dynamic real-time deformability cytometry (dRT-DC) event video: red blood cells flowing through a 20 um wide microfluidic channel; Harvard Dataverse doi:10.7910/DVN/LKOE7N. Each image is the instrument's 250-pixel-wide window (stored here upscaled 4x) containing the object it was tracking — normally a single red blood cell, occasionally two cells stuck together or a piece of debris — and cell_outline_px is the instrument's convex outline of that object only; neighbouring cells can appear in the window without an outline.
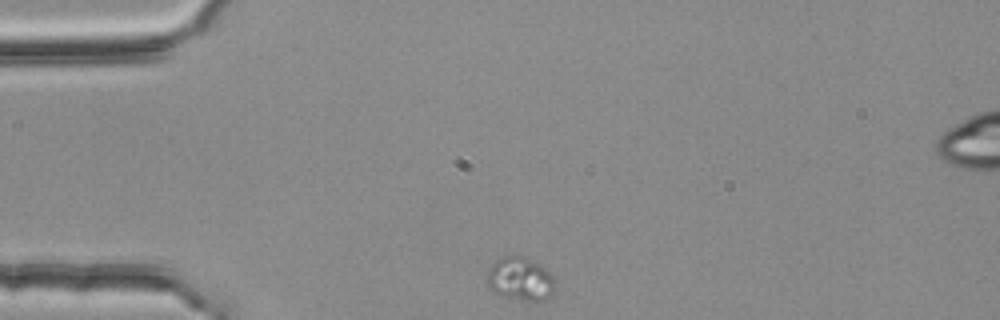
{"species": "common noctule bat (a hibernating species)", "species_latin": "Nyctalus noctula", "temperature_condition": "room temperature", "stored_images_in_passage": 34, "camera_frame_rate_fps": 3000, "um_per_image_px": 0.085, "animal": {"sex": "female", "body_mass_g": 25.1}, "frame": {"image": 1, "passage_image": 1, "time_ms": 0.0, "image_size_px": [1000, 320], "cell_outline_px": [[556, 288], [544, 300], [520, 300], [500, 296], [488, 284], [484, 272], [496, 260], [504, 256], [524, 256], [540, 264], [552, 276], [556, 284]], "centroid_in_image_um": [44.2, 23.7], "position_along_channel_um": 40.8, "area_um2": 17.22}}